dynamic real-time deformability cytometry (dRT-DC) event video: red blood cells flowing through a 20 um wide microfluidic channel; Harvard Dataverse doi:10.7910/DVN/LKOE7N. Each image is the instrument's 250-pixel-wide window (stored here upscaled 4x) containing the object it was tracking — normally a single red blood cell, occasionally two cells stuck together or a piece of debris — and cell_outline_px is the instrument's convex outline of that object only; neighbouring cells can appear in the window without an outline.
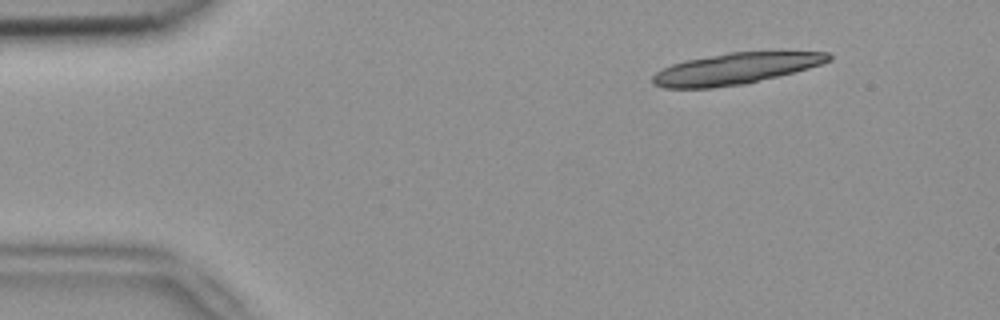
{"species": "common noctule bat (a hibernating species)", "species_latin": "Nyctalus noctula", "temperature_condition": "room temperature", "stored_images_in_passage": 7, "camera_frame_rate_fps": 3000, "um_per_image_px": 0.085, "animal": {"sex": "female", "body_mass_g": 18.4}, "frame": {"image": 1, "passage_image": 1, "time_ms": 0.0, "image_size_px": [1000, 320], "cell_outline_px": [[832, 60], [796, 72], [744, 84], [712, 88], [664, 88], [652, 84], [652, 76], [656, 72], [672, 64], [688, 60], [728, 52], [828, 52], [832, 56]], "centroid_in_image_um": [62.51, 5.84], "position_along_channel_um": 22.5, "area_um2": 31.85}}
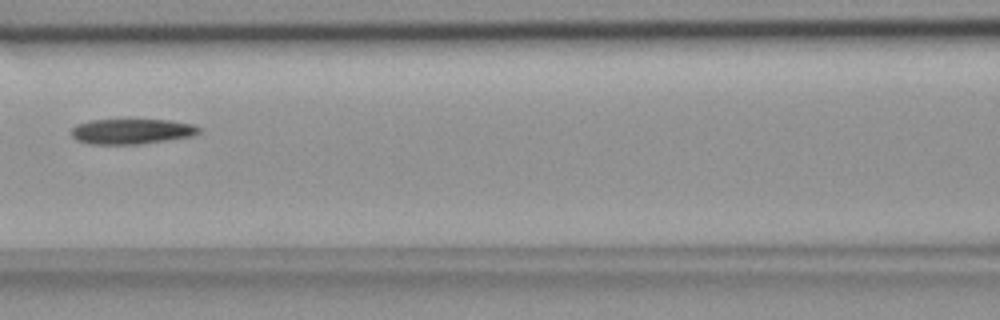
{"frame": {"image": 2, "passage_image": 6, "time_ms": 1.667, "image_size_px": [1000, 320], "cell_outline_px": [[200, 132], [192, 136], [140, 144], [92, 144], [76, 140], [72, 136], [72, 128], [76, 124], [88, 120], [172, 120], [192, 124], [200, 128]], "centroid_in_image_um": [11.18, 11.16], "position_along_channel_um": 155.4, "area_um2": 18.73}}
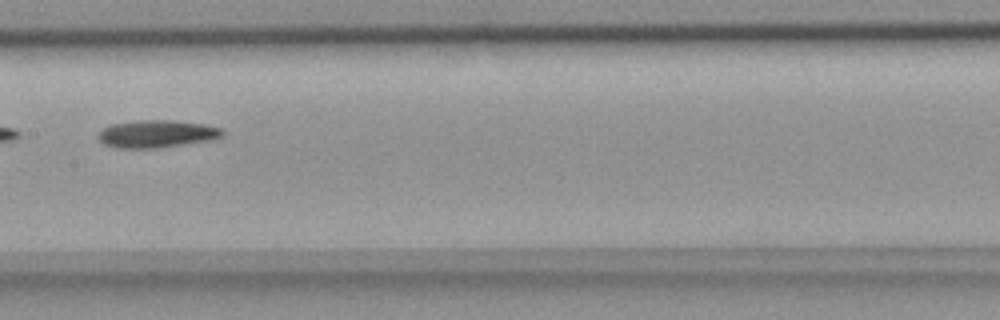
{"frame": {"image": 3, "passage_image": 7, "time_ms": 2.0, "image_size_px": [1000, 320], "cell_outline_px": [[224, 132], [220, 136], [208, 140], [160, 148], [116, 148], [104, 144], [96, 136], [104, 128], [112, 124], [136, 120], [172, 120], [204, 124], [220, 128]], "centroid_in_image_um": [13.27, 11.38], "position_along_channel_um": 194.1, "area_um2": 19.77}}